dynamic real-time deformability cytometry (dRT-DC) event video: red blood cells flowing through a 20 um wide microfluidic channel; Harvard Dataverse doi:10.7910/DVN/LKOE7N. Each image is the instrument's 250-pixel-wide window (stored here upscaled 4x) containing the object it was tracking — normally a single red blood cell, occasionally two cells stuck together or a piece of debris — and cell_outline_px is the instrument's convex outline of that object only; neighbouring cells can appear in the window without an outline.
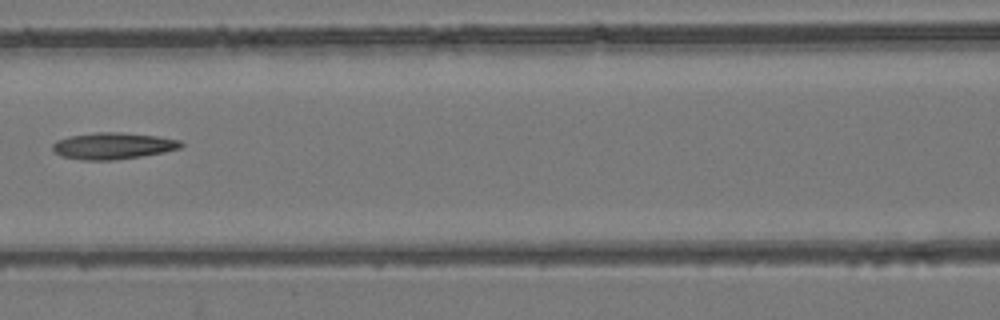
{"species": "common noctule bat (a hibernating species)", "species_latin": "Nyctalus noctula", "temperature_condition": "room temperature", "stored_images_in_passage": 6, "camera_frame_rate_fps": 3000, "um_per_image_px": 0.085, "animal": {"sex": "female", "body_mass_g": 24.6, "forearm_length_mm": 56.2}, "frame": {"image": 1, "passage_image": 6, "time_ms": 1.667, "image_size_px": [1000, 320], "cell_outline_px": [[184, 144], [180, 148], [164, 152], [140, 156], [112, 160], [84, 160], [64, 156], [56, 152], [52, 148], [52, 144], [56, 140], [68, 136], [96, 132], [120, 132], [156, 136], [180, 140]], "centroid_in_image_um": [9.6, 12.39], "position_along_channel_um": 157.0, "area_um2": 19.71}}